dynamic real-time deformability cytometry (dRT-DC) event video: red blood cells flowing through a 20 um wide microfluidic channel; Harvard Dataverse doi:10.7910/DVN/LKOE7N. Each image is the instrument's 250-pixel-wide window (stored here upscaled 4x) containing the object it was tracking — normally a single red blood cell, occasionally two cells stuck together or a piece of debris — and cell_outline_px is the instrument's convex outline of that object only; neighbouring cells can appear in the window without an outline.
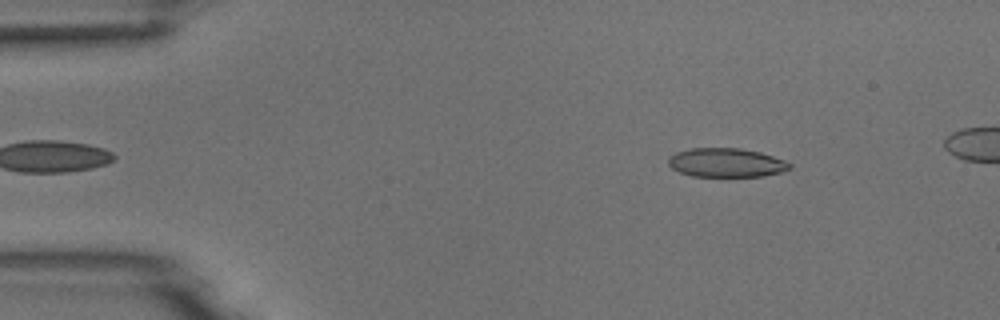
{"species": "common noctule bat (a hibernating species)", "species_latin": "Nyctalus noctula", "temperature_condition": "room temperature", "stored_images_in_passage": 6, "camera_frame_rate_fps": 3000, "um_per_image_px": 0.085, "animal": {"sex": "male", "body_mass_g": 18.8}, "frame": {"image": 1, "passage_image": 6, "time_ms": 6.0, "image_size_px": [1000, 320], "cell_outline_px": [[792, 168], [784, 172], [764, 176], [692, 176], [680, 172], [672, 168], [668, 164], [668, 156], [676, 152], [688, 148], [740, 148], [760, 152], [784, 160], [792, 164]], "centroid_in_image_um": [61.74, 13.82], "position_along_channel_um": 23.3, "area_um2": 20.63}}